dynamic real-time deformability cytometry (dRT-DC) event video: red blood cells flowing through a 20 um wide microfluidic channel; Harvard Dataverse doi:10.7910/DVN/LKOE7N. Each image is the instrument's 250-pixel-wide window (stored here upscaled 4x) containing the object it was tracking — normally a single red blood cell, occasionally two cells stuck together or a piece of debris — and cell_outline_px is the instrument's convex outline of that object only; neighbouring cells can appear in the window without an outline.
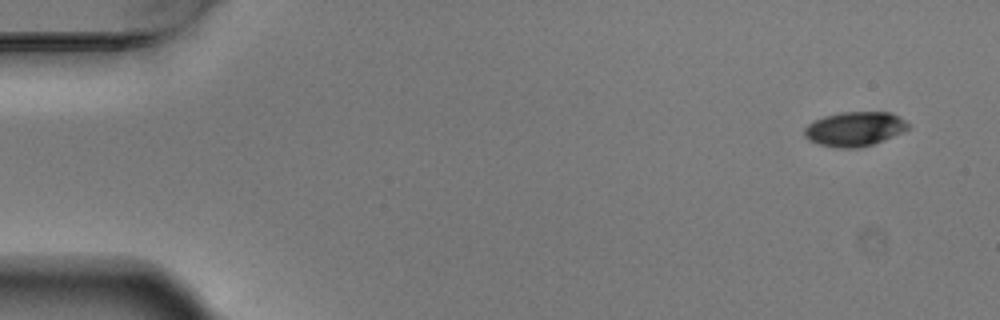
{"species": "Egyptian fruit bat (a non-hibernating species)", "species_latin": "Rousettus aegyptiacus", "temperature_condition": "warm", "stored_images_in_passage": 5, "camera_frame_rate_fps": 3000, "um_per_image_px": 0.085, "animal": {"sex": "male"}, "frame": {"image": 1, "passage_image": 1, "time_ms": 0.0, "image_size_px": [1000, 320], "cell_outline_px": [[908, 128], [884, 140], [872, 144], [856, 148], [840, 148], [820, 144], [808, 140], [804, 136], [804, 128], [812, 120], [824, 116], [840, 112], [892, 112], [904, 120], [908, 124]], "centroid_in_image_um": [72.59, 10.95], "position_along_channel_um": 12.4, "area_um2": 20.69}}
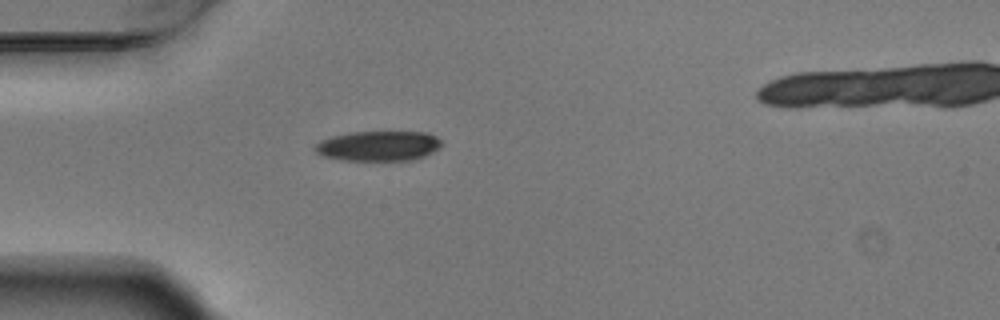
{"frame": {"image": 2, "passage_image": 4, "time_ms": 1.0, "image_size_px": [1000, 320], "cell_outline_px": [[444, 144], [440, 148], [424, 156], [412, 160], [340, 160], [320, 156], [312, 148], [320, 140], [332, 136], [352, 132], [428, 132], [436, 136]], "centroid_in_image_um": [32.15, 12.4], "position_along_channel_um": 52.8, "area_um2": 22.37}}